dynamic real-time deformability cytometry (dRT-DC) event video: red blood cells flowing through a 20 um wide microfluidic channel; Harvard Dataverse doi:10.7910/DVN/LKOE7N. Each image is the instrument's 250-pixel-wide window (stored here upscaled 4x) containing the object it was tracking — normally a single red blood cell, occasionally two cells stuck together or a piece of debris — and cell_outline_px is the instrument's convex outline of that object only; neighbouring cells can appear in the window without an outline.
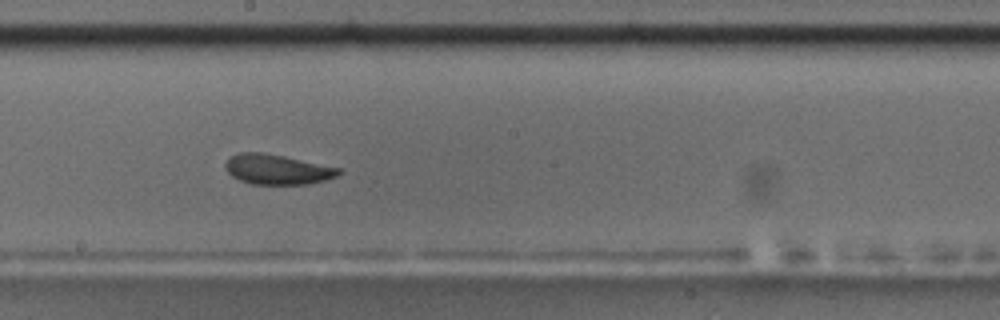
{"species": "common noctule bat (a hibernating species)", "species_latin": "Nyctalus noctula", "temperature_condition": "room temperature", "stored_images_in_passage": 45, "camera_frame_rate_fps": 3000, "um_per_image_px": 0.085, "animal": {"sex": "male", "body_mass_g": 17.5, "forearm_length_mm": 52.3}, "frame": {"image": 1, "passage_image": 20, "time_ms": 6.333, "image_size_px": [1000, 320], "cell_outline_px": [[340, 172], [336, 176], [324, 180], [308, 184], [252, 184], [240, 180], [232, 176], [224, 168], [224, 164], [228, 156], [236, 152], [264, 152], [284, 156], [340, 168]], "centroid_in_image_um": [23.49, 14.38], "position_along_channel_um": 224.7, "area_um2": 19.88}, "authors_computed_cell_mechanics": {"area_um2": 20.3456, "velocity_mm_per_s": 3.6533, "shape_relaxation_time_tau1_ms": 6.3254, "shape_relaxation_time_tau2_ms": 3.1476, "deformation_change_tau1": 0.1206, "deformation_change_tau2": 0.0657}}